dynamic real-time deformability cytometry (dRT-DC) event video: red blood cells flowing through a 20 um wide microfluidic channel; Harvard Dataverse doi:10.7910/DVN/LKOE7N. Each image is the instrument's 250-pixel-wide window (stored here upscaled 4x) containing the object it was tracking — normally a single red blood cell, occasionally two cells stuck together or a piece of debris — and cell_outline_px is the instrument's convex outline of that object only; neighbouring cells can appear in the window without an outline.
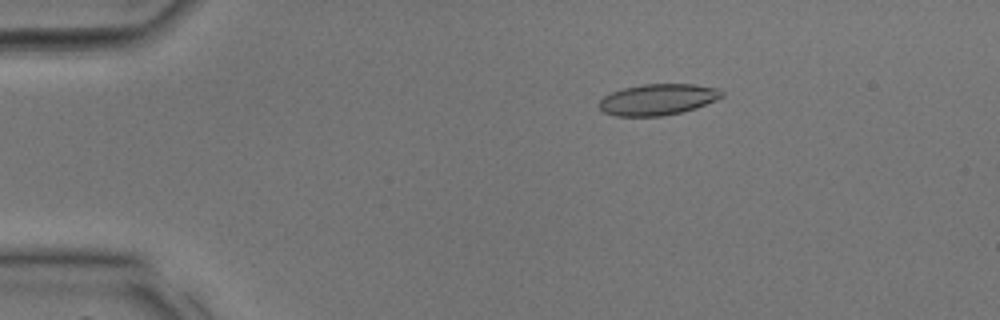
{"species": "common noctule bat (a hibernating species)", "species_latin": "Nyctalus noctula", "temperature_condition": "room temperature", "stored_images_in_passage": 37, "camera_frame_rate_fps": 3000, "um_per_image_px": 0.085, "animal": {"sex": "male", "body_mass_g": 17.9, "forearm_length_mm": 54.2}, "frame": {"image": 1, "passage_image": 7, "time_ms": 2.0, "image_size_px": [1000, 320], "cell_outline_px": [[724, 96], [716, 100], [696, 108], [680, 112], [660, 116], [616, 116], [604, 112], [600, 108], [600, 100], [604, 96], [612, 92], [624, 88], [640, 84], [692, 84], [720, 88], [724, 92]], "centroid_in_image_um": [55.95, 8.45], "position_along_channel_um": 29.1, "area_um2": 22.25}}
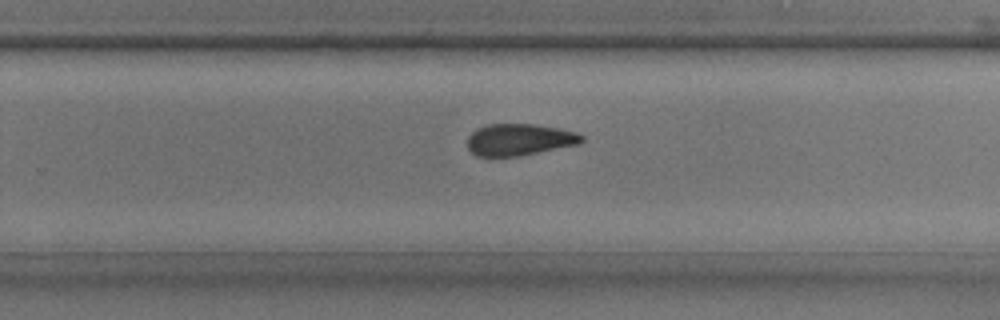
{"frame": {"image": 2, "passage_image": 24, "time_ms": 7.667, "image_size_px": [1000, 320], "cell_outline_px": [[584, 140], [580, 144], [520, 156], [488, 160], [476, 156], [468, 148], [468, 136], [476, 128], [488, 124], [532, 124], [556, 128], [576, 132], [584, 136]], "centroid_in_image_um": [44.09, 11.91], "position_along_channel_um": 285.7, "area_um2": 21.79}}
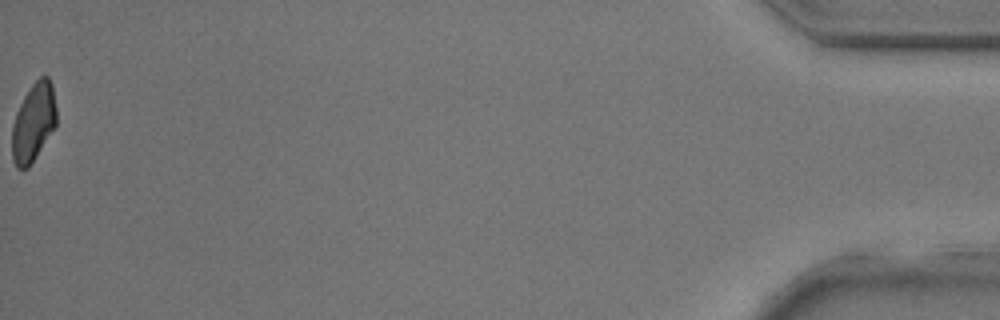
{"frame": {"image": 3, "passage_image": 37, "time_ms": 12.0, "image_size_px": [1000, 320], "cell_outline_px": [[56, 124], [36, 156], [28, 168], [16, 168], [12, 160], [12, 124], [16, 112], [24, 96], [32, 84], [40, 76], [48, 76], [52, 84], [56, 108]], "centroid_in_image_um": [2.83, 10.39], "position_along_channel_um": 432.4, "area_um2": 20.17}}